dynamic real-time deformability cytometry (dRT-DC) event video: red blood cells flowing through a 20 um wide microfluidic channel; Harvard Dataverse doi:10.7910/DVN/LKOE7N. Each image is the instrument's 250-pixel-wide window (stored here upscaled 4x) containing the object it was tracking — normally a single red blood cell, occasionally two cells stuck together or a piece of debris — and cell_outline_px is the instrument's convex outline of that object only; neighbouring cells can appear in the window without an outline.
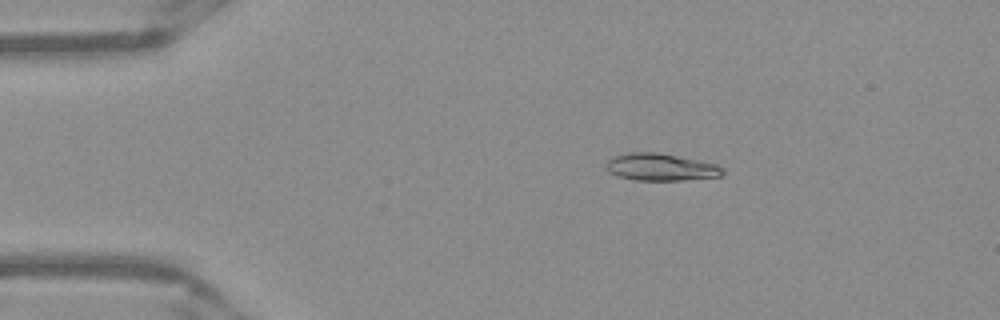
{"species": "Egyptian fruit bat (a non-hibernating species)", "species_latin": "Rousettus aegyptiacus", "temperature_condition": "warm", "stored_images_in_passage": 51, "camera_frame_rate_fps": 3000, "um_per_image_px": 0.085, "frame": {"image": 1, "passage_image": 9, "time_ms": 2.667, "image_size_px": [1000, 320], "cell_outline_px": [[724, 172], [720, 176], [680, 180], [636, 180], [620, 176], [608, 172], [604, 164], [608, 160], [616, 156], [628, 152], [656, 152], [716, 164], [724, 168]], "centroid_in_image_um": [56.13, 14.2], "position_along_channel_um": 28.9, "area_um2": 18.21}}
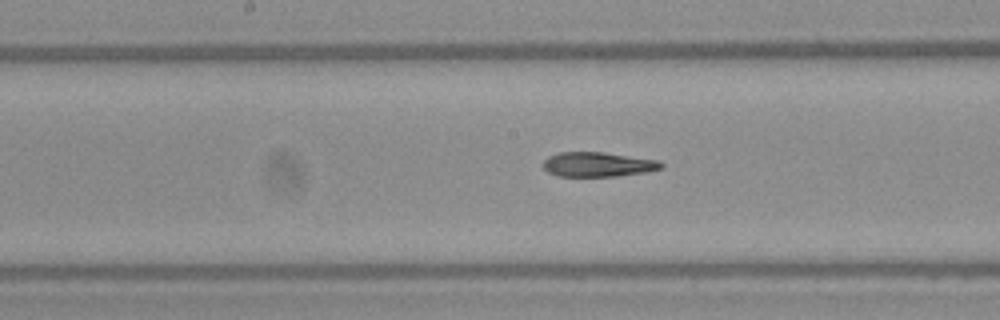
{"frame": {"image": 2, "passage_image": 26, "time_ms": 8.333, "image_size_px": [1000, 320], "cell_outline_px": [[664, 168], [648, 172], [616, 176], [556, 176], [548, 172], [544, 168], [544, 160], [548, 156], [560, 152], [604, 152], [660, 160], [664, 164]], "centroid_in_image_um": [50.87, 13.97], "position_along_channel_um": 197.3, "area_um2": 17.11}}
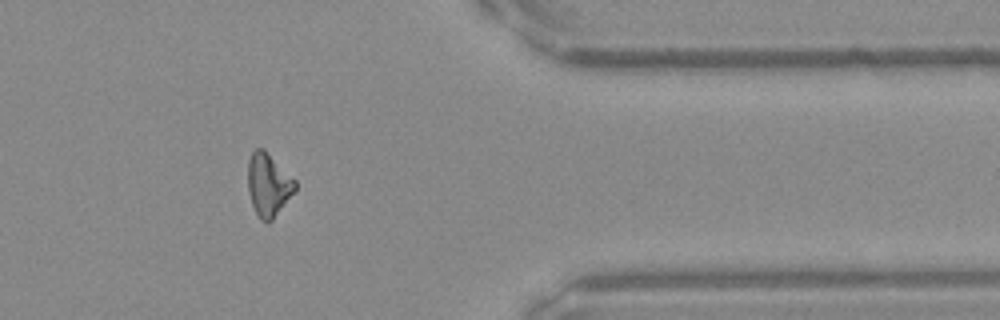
{"frame": {"image": 3, "passage_image": 42, "time_ms": 13.667, "image_size_px": [1000, 320], "cell_outline_px": [[296, 188], [272, 220], [268, 224], [260, 220], [252, 204], [248, 192], [248, 160], [252, 152], [256, 148], [264, 148], [296, 180]], "centroid_in_image_um": [22.79, 15.69], "position_along_channel_um": 388.6, "area_um2": 17.28}, "authors_computed_cell_mechanics": {"area_um2": 17.8602, "velocity_mm_per_s": 3.9465, "shape_relaxation_time_tau1_ms": null, "shape_relaxation_time_tau2_ms": 3.5868, "deformation_change_tau1": null, "deformation_change_tau2": 0.0893}}